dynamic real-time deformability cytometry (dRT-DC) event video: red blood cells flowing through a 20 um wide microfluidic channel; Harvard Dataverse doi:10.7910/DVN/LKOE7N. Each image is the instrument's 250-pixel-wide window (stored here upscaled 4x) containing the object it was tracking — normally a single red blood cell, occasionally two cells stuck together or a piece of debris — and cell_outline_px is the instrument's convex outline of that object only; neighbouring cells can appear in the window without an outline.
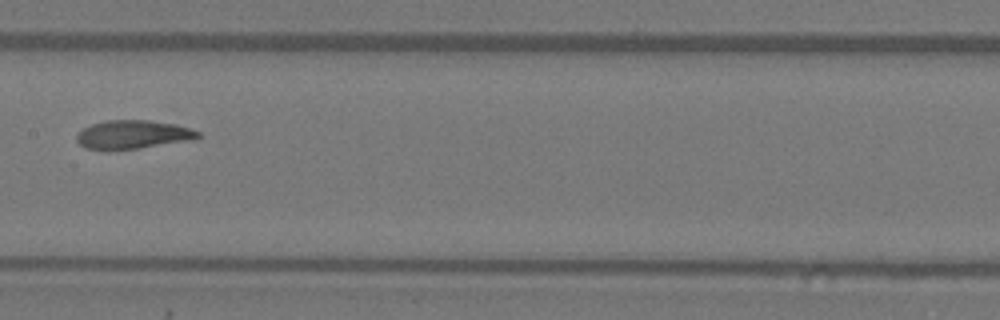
{"species": "Egyptian fruit bat (a non-hibernating species)", "species_latin": "Rousettus aegyptiacus", "temperature_condition": "warm", "stored_images_in_passage": 8, "camera_frame_rate_fps": 3000, "um_per_image_px": 0.085, "animal": {"sex": "female"}, "frame": {"image": 1, "passage_image": 7, "time_ms": 8.0, "image_size_px": [1000, 320], "cell_outline_px": [[200, 136], [188, 140], [136, 148], [84, 148], [76, 140], [76, 136], [84, 128], [92, 124], [108, 120], [148, 120], [176, 124], [200, 132]], "centroid_in_image_um": [11.29, 11.4], "position_along_channel_um": 196.1, "area_um2": 19.42}}
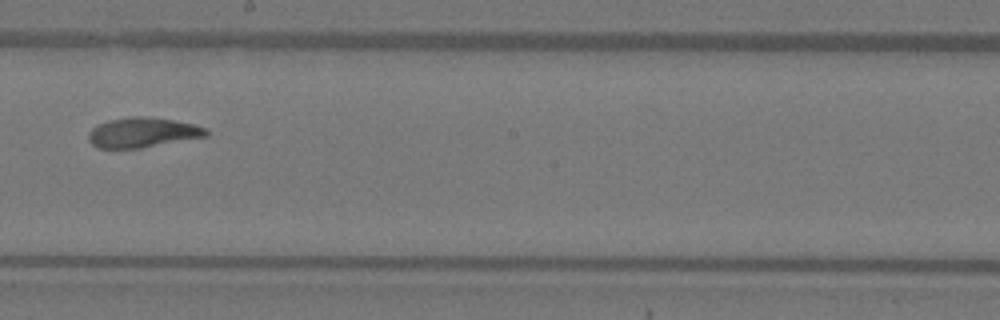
{"frame": {"image": 2, "passage_image": 8, "time_ms": 9.0, "image_size_px": [1000, 320], "cell_outline_px": [[208, 136], [140, 148], [96, 148], [88, 140], [88, 132], [92, 128], [108, 120], [132, 116], [144, 116], [172, 120], [192, 124], [208, 128]], "centroid_in_image_um": [12.11, 11.26], "position_along_channel_um": 236.1, "area_um2": 20.46}}